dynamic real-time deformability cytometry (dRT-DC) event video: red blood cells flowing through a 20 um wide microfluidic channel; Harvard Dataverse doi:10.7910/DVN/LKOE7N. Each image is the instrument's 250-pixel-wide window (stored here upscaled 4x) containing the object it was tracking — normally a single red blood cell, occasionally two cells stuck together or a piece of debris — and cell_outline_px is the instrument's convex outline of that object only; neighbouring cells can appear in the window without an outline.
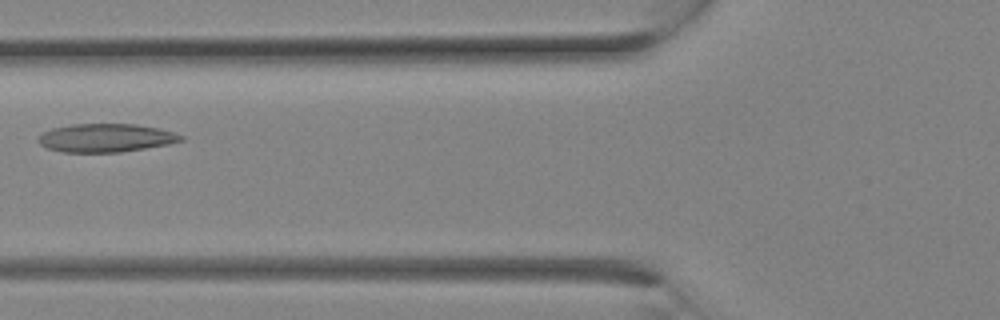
{"species": "Egyptian fruit bat (a non-hibernating species)", "species_latin": "Rousettus aegyptiacus", "temperature_condition": "room temperature", "stored_images_in_passage": 7, "camera_frame_rate_fps": 3000, "um_per_image_px": 0.085, "animal": {"sex": "female"}, "frame": {"image": 1, "passage_image": 6, "time_ms": 1.667, "image_size_px": [1000, 320], "cell_outline_px": [[184, 140], [168, 144], [120, 152], [64, 152], [48, 148], [40, 144], [36, 140], [44, 132], [52, 128], [72, 124], [136, 124], [160, 128], [184, 136]], "centroid_in_image_um": [9.0, 11.71], "position_along_channel_um": 116.8, "area_um2": 23.47}}